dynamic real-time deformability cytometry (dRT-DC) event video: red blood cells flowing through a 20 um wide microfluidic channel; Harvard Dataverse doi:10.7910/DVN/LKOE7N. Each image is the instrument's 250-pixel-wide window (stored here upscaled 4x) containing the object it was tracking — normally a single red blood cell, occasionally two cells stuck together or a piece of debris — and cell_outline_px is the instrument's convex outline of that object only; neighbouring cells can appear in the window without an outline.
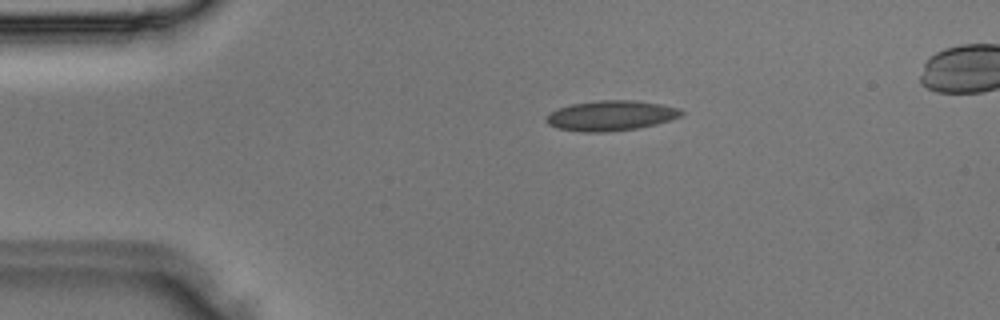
{"species": "Egyptian fruit bat (a non-hibernating species)", "species_latin": "Rousettus aegyptiacus", "temperature_condition": "room temperature", "stored_images_in_passage": 4, "camera_frame_rate_fps": 3000, "um_per_image_px": 0.085, "animal": {"sex": "male"}, "frame": {"image": 1, "passage_image": 2, "time_ms": 0.333, "image_size_px": [1000, 320], "cell_outline_px": [[684, 112], [680, 116], [656, 124], [640, 128], [604, 132], [580, 132], [556, 128], [548, 124], [544, 120], [552, 112], [560, 108], [572, 104], [600, 100], [632, 100], [660, 104], [676, 108]], "centroid_in_image_um": [51.9, 9.84], "position_along_channel_um": 33.1, "area_um2": 23.47}}
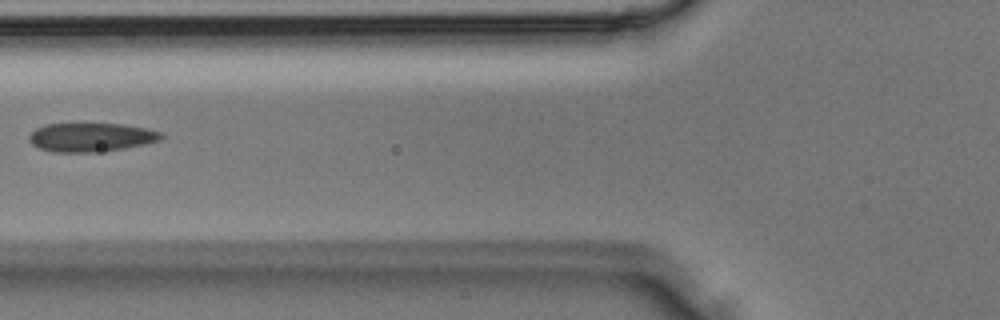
{"frame": {"image": 2, "passage_image": 4, "time_ms": 1.0, "image_size_px": [1000, 320], "cell_outline_px": [[164, 136], [160, 140], [144, 144], [124, 148], [96, 152], [52, 152], [40, 148], [32, 144], [28, 140], [28, 136], [36, 128], [44, 124], [124, 124], [144, 128], [160, 132]], "centroid_in_image_um": [7.7, 11.67], "position_along_channel_um": 118.1, "area_um2": 22.02}}